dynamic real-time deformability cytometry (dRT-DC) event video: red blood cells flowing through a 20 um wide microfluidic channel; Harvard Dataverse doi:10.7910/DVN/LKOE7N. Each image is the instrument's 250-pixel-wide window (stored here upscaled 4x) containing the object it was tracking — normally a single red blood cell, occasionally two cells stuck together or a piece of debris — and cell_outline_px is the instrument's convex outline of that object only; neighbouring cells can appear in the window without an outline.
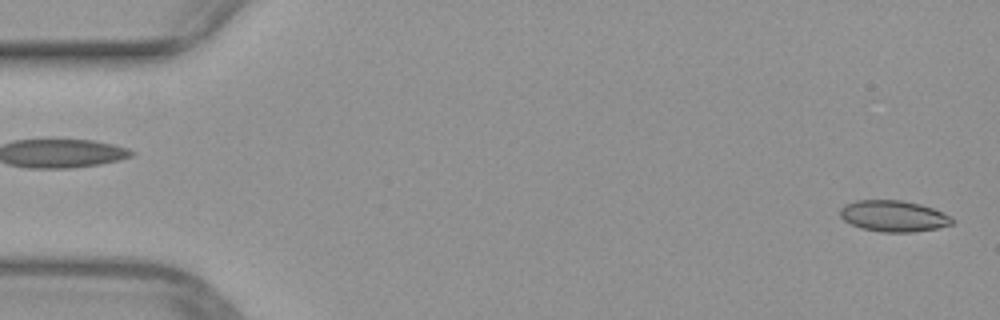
{"species": "common noctule bat (a hibernating species)", "species_latin": "Nyctalus noctula", "temperature_condition": "warm", "stored_images_in_passage": 50, "camera_frame_rate_fps": 3000, "um_per_image_px": 0.085, "animal": {"sex": "female", "body_mass_g": 29.2, "forearm_length_mm": 56.3}, "frame": {"image": 1, "passage_image": 1, "time_ms": 0.0, "image_size_px": [1000, 320], "cell_outline_px": [[952, 224], [936, 228], [912, 232], [880, 232], [860, 228], [844, 220], [840, 216], [840, 208], [844, 204], [856, 200], [900, 200], [920, 204], [932, 208], [948, 216], [952, 220]], "centroid_in_image_um": [75.88, 18.36], "position_along_channel_um": 9.1, "area_um2": 20.17}}
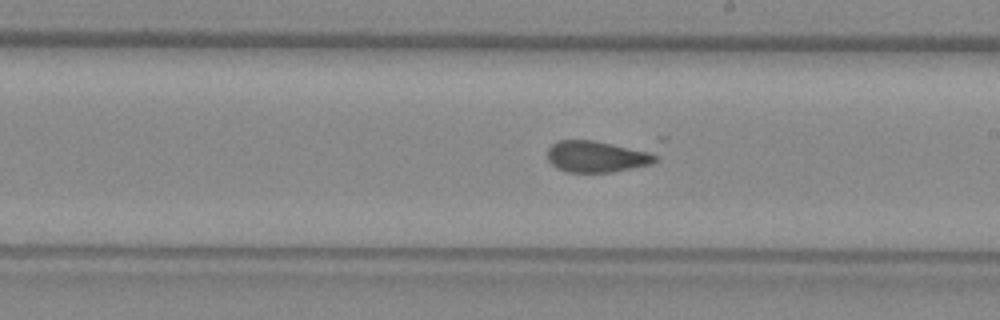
{"frame": {"image": 2, "passage_image": 28, "time_ms": 9.0, "image_size_px": [1000, 320], "cell_outline_px": [[656, 160], [652, 164], [612, 172], [568, 172], [556, 168], [548, 160], [548, 148], [552, 144], [560, 140], [592, 140], [656, 148]], "centroid_in_image_um": [50.87, 13.27], "position_along_channel_um": 238.1, "area_um2": 20.75}}
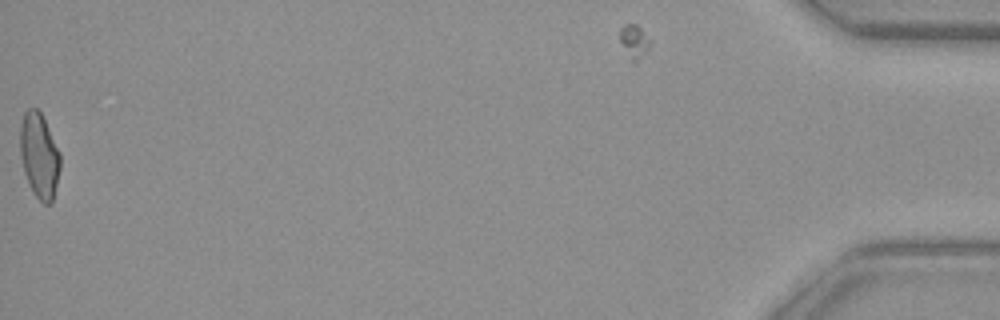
{"frame": {"image": 3, "passage_image": 50, "time_ms": 16.333, "image_size_px": [1000, 320], "cell_outline_px": [[60, 168], [52, 204], [44, 204], [36, 196], [24, 172], [20, 156], [20, 128], [24, 112], [28, 108], [36, 108], [40, 112], [60, 152]], "centroid_in_image_um": [3.34, 13.22], "position_along_channel_um": 431.9, "area_um2": 19.65}}